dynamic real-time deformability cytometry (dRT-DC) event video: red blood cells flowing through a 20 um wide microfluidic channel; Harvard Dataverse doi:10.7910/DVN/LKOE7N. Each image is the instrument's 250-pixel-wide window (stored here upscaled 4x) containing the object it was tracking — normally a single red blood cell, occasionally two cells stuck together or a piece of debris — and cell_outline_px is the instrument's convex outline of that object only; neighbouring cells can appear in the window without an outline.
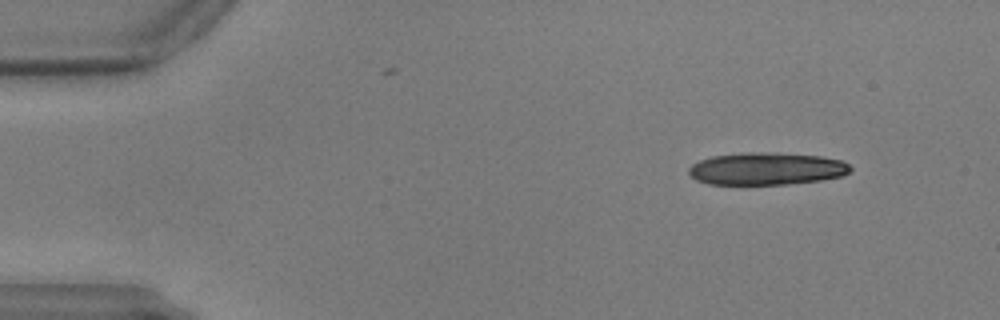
{"species": "common noctule bat (a hibernating species)", "species_latin": "Nyctalus noctula", "temperature_condition": "warm", "stored_images_in_passage": 18, "camera_frame_rate_fps": 3000, "um_per_image_px": 0.085, "animal": {"sex": "male", "body_mass_g": 17.9, "forearm_length_mm": 54.2}, "frame": {"image": 1, "passage_image": 6, "time_ms": 1.667, "image_size_px": [1000, 320], "cell_outline_px": [[852, 168], [844, 176], [820, 180], [788, 184], [708, 184], [696, 180], [688, 172], [688, 168], [692, 164], [700, 160], [712, 156], [740, 152], [776, 152], [820, 156], [844, 160]], "centroid_in_image_um": [65.16, 14.33], "position_along_channel_um": 19.8, "area_um2": 30.81}}